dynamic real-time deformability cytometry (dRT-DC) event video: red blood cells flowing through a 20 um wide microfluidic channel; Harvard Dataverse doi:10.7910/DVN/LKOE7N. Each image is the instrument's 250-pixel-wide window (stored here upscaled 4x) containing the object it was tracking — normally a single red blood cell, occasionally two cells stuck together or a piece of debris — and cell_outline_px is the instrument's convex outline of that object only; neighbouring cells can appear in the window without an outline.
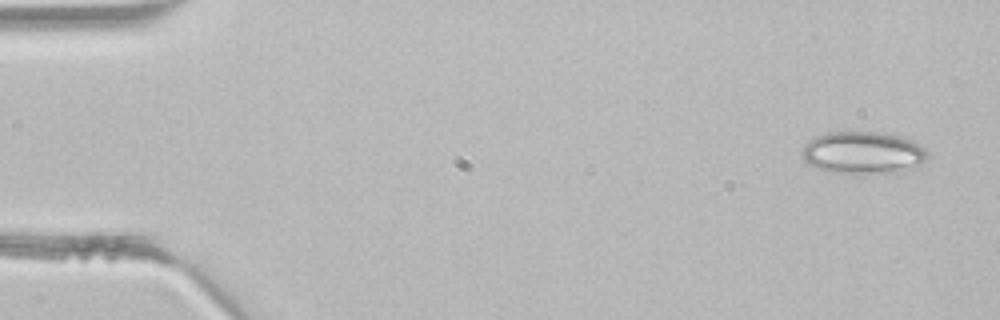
{"species": "common noctule bat (a hibernating species)", "species_latin": "Nyctalus noctula", "temperature_condition": "room temperature", "stored_images_in_passage": 3, "camera_frame_rate_fps": 3000, "um_per_image_px": 0.085, "animal": {"sex": "male", "body_mass_g": 21.5, "forearm_length_mm": 52.0}, "frame": {"image": 1, "passage_image": 1, "time_ms": 0.0, "image_size_px": [1000, 320], "cell_outline_px": [[928, 152], [920, 168], [900, 172], [864, 176], [856, 176], [832, 172], [816, 168], [808, 164], [804, 160], [804, 144], [808, 140], [816, 136], [828, 132], [880, 132], [912, 140], [924, 148]], "centroid_in_image_um": [73.38, 13.04], "position_along_channel_um": 11.6, "area_um2": 31.79}}